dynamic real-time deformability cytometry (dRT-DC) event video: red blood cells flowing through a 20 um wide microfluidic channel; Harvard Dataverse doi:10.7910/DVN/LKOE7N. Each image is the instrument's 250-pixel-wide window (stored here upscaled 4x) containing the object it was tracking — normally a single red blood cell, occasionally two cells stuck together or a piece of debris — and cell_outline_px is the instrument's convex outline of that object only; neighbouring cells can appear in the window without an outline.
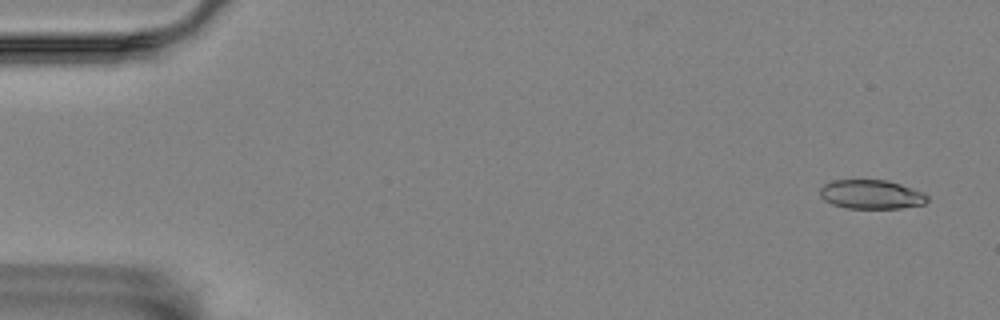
{"species": "Egyptian fruit bat (a non-hibernating species)", "species_latin": "Rousettus aegyptiacus", "temperature_condition": "room temperature", "stored_images_in_passage": 5, "camera_frame_rate_fps": 3000, "um_per_image_px": 0.085, "animal": {"sex": "female"}, "frame": {"image": 1, "passage_image": 1, "time_ms": 0.0, "image_size_px": [1000, 320], "cell_outline_px": [[928, 200], [924, 204], [900, 208], [848, 208], [832, 204], [824, 200], [820, 196], [820, 188], [824, 184], [832, 180], [888, 180], [924, 192], [928, 196]], "centroid_in_image_um": [74.06, 16.52], "position_along_channel_um": 10.9, "area_um2": 18.21}}
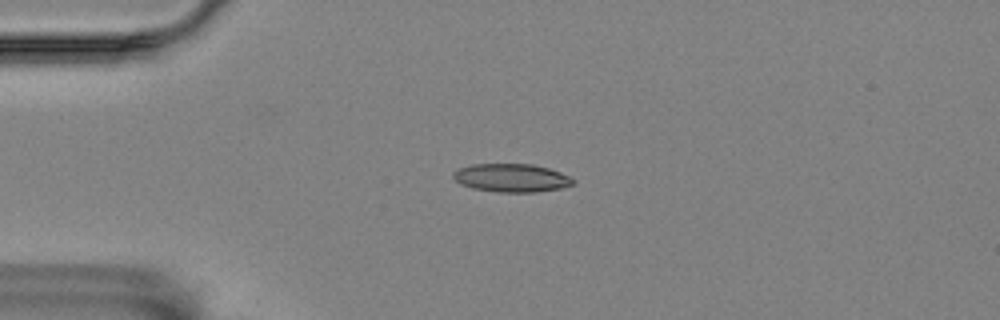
{"frame": {"image": 2, "passage_image": 4, "time_ms": 1.0, "image_size_px": [1000, 320], "cell_outline_px": [[576, 180], [572, 184], [560, 188], [536, 192], [496, 192], [472, 188], [460, 184], [452, 176], [452, 172], [460, 168], [472, 164], [532, 164], [548, 168], [560, 172]], "centroid_in_image_um": [43.45, 15.12], "position_along_channel_um": 41.5, "area_um2": 19.71}}